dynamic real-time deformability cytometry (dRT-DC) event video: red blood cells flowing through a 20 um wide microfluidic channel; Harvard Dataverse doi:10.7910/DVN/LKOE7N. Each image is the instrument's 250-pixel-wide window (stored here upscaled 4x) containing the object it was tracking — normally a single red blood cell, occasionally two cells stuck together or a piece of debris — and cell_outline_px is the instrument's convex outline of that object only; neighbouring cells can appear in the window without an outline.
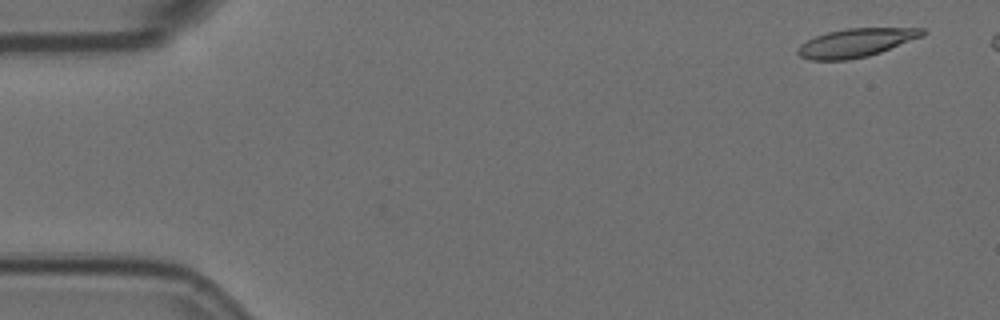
{"species": "Egyptian fruit bat (a non-hibernating species)", "species_latin": "Rousettus aegyptiacus", "temperature_condition": "room temperature", "stored_images_in_passage": 5, "camera_frame_rate_fps": 3000, "um_per_image_px": 0.085, "animal": {"sex": "female"}, "frame": {"image": 1, "passage_image": 1, "time_ms": 0.0, "image_size_px": [1000, 320], "cell_outline_px": [[928, 32], [924, 36], [880, 52], [868, 56], [848, 60], [812, 60], [800, 56], [796, 52], [800, 44], [816, 36], [828, 32], [848, 28], [924, 28]], "centroid_in_image_um": [72.79, 3.63], "position_along_channel_um": 12.2, "area_um2": 20.69}}